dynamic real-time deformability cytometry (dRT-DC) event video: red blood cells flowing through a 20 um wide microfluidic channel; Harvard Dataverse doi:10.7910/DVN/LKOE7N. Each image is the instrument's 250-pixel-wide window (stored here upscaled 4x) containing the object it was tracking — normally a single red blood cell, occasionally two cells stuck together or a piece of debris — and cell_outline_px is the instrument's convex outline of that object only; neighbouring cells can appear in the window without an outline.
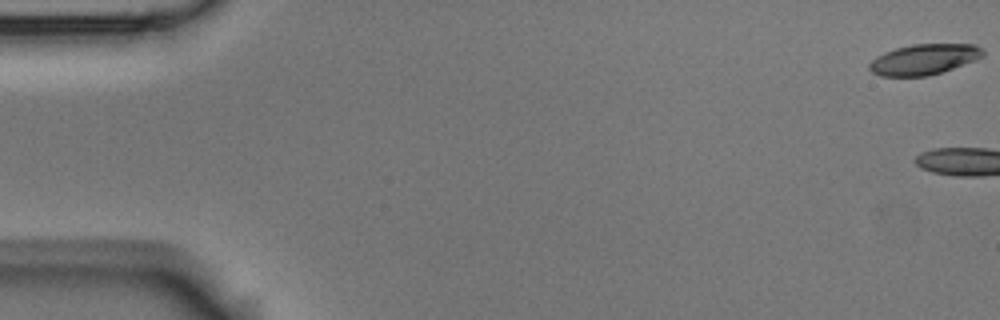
{"species": "Egyptian fruit bat (a non-hibernating species)", "species_latin": "Rousettus aegyptiacus", "temperature_condition": "room temperature", "stored_images_in_passage": 6, "camera_frame_rate_fps": 3000, "um_per_image_px": 0.085, "animal": {"sex": "male"}, "frame": {"image": 1, "passage_image": 1, "time_ms": 0.0, "image_size_px": [1000, 320], "cell_outline_px": [[984, 56], [952, 68], [928, 76], [880, 76], [872, 72], [868, 68], [868, 64], [876, 56], [884, 52], [896, 48], [912, 44], [976, 44], [984, 52]], "centroid_in_image_um": [78.49, 5.04], "position_along_channel_um": 6.5, "area_um2": 20.11}}